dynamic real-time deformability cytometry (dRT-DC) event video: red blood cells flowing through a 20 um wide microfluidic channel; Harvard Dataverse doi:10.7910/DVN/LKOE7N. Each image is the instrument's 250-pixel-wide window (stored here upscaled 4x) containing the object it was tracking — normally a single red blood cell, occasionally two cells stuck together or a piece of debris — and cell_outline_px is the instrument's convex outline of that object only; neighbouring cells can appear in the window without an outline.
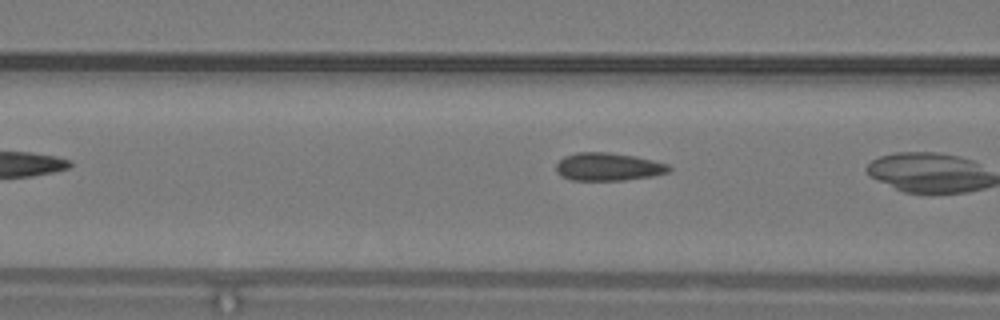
{"species": "common noctule bat (a hibernating species)", "species_latin": "Nyctalus noctula", "temperature_condition": "warm", "stored_images_in_passage": 5, "camera_frame_rate_fps": 3000, "um_per_image_px": 0.085, "animal": {"sex": "male", "body_mass_g": 19.2, "forearm_length_mm": 51.8}, "frame": {"image": 1, "passage_image": 4, "time_ms": 1.0, "image_size_px": [1000, 320], "cell_outline_px": [[672, 168], [668, 172], [652, 176], [624, 180], [572, 180], [560, 176], [556, 172], [556, 164], [564, 156], [576, 152], [608, 152], [636, 156], [668, 164]], "centroid_in_image_um": [51.68, 14.17], "position_along_channel_um": 114.9, "area_um2": 18.44}}